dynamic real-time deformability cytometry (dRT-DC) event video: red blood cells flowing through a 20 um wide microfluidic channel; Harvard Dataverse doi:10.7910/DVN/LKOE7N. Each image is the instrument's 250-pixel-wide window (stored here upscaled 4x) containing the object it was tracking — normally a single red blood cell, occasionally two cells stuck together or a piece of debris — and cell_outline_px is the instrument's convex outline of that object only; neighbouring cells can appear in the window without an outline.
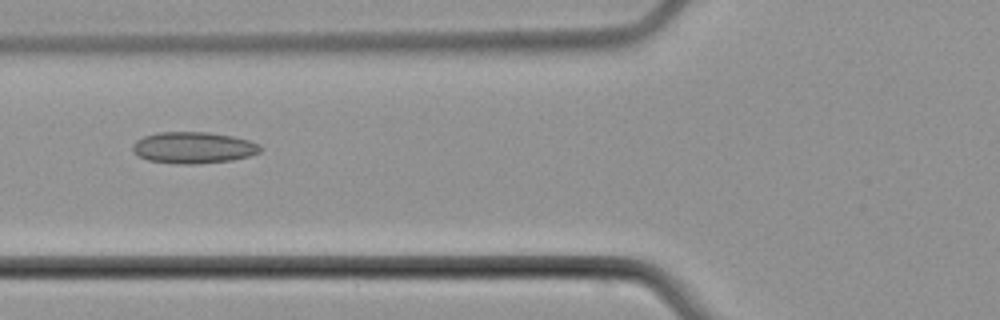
{"species": "common noctule bat (a hibernating species)", "species_latin": "Nyctalus noctula", "temperature_condition": "cold", "stored_images_in_passage": 7, "camera_frame_rate_fps": 3000, "um_per_image_px": 0.085, "animal": {"sex": "male", "body_mass_g": 21.5, "forearm_length_mm": 52.0}, "frame": {"image": 1, "passage_image": 5, "time_ms": 6.333, "image_size_px": [1000, 320], "cell_outline_px": [[264, 148], [260, 152], [248, 156], [232, 160], [196, 164], [184, 164], [148, 160], [140, 156], [132, 148], [132, 144], [136, 140], [144, 136], [156, 132], [208, 132], [232, 136], [248, 140], [260, 144]], "centroid_in_image_um": [16.47, 12.54], "position_along_channel_um": 109.3, "area_um2": 23.35}}
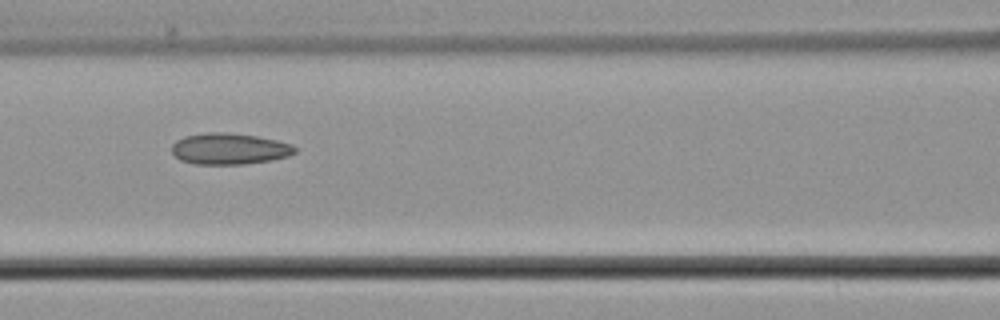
{"frame": {"image": 2, "passage_image": 6, "time_ms": 7.333, "image_size_px": [1000, 320], "cell_outline_px": [[296, 152], [288, 156], [272, 160], [244, 164], [196, 164], [180, 160], [172, 152], [172, 144], [176, 140], [184, 136], [208, 132], [228, 132], [256, 136], [276, 140], [292, 144], [296, 148]], "centroid_in_image_um": [19.49, 12.64], "position_along_channel_um": 147.1, "area_um2": 22.48}}
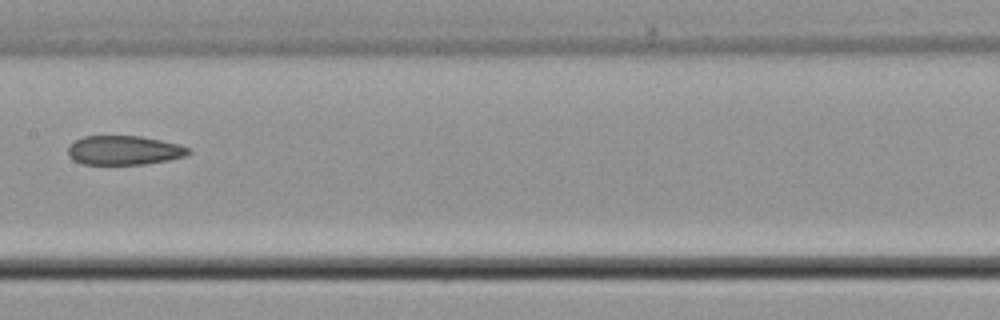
{"frame": {"image": 3, "passage_image": 7, "time_ms": 8.667, "image_size_px": [1000, 320], "cell_outline_px": [[192, 152], [184, 156], [168, 160], [144, 164], [80, 164], [72, 160], [68, 156], [68, 148], [76, 140], [84, 136], [140, 136], [180, 144], [188, 148]], "centroid_in_image_um": [10.53, 12.78], "position_along_channel_um": 196.9, "area_um2": 20.46}}